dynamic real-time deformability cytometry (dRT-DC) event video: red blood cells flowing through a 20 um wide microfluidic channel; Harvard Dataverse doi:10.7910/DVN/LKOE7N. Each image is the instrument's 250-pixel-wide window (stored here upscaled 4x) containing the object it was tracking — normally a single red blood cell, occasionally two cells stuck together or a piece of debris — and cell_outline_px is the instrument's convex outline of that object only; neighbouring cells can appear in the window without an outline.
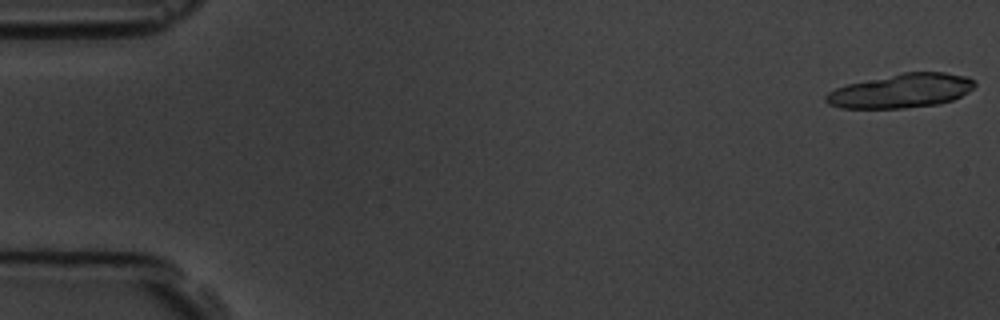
{"species": "common noctule bat (a hibernating species)", "species_latin": "Nyctalus noctula", "temperature_condition": "room temperature", "stored_images_in_passage": 6, "camera_frame_rate_fps": 3000, "um_per_image_px": 0.085, "animal": {"sex": "male", "body_mass_g": 19.5, "forearm_length_mm": 54.6}, "frame": {"image": 1, "passage_image": 1, "time_ms": 0.0, "image_size_px": [1000, 320], "cell_outline_px": [[976, 84], [968, 92], [952, 100], [940, 104], [904, 108], [840, 108], [828, 104], [824, 100], [824, 96], [828, 92], [836, 88], [848, 84], [904, 72], [944, 72], [968, 76], [976, 80]], "centroid_in_image_um": [76.62, 7.72], "position_along_channel_um": 8.4, "area_um2": 29.59}}